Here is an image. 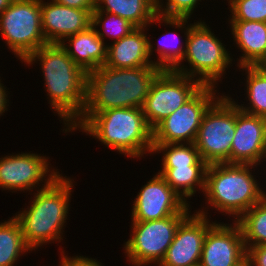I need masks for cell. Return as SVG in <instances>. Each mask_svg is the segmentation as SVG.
<instances>
[{"label": "cell", "mask_w": 266, "mask_h": 266, "mask_svg": "<svg viewBox=\"0 0 266 266\" xmlns=\"http://www.w3.org/2000/svg\"><path fill=\"white\" fill-rule=\"evenodd\" d=\"M22 63L25 67L39 64L49 108L54 115L57 114L63 125L62 133L67 135V130L81 117L85 106L87 73L60 44L42 46Z\"/></svg>", "instance_id": "6da1fadb"}, {"label": "cell", "mask_w": 266, "mask_h": 266, "mask_svg": "<svg viewBox=\"0 0 266 266\" xmlns=\"http://www.w3.org/2000/svg\"><path fill=\"white\" fill-rule=\"evenodd\" d=\"M64 175L61 174L48 187L34 191L28 206L20 208L14 215L21 226L26 245L33 252L43 246L55 242L63 244L65 241L64 229L69 220L70 202L77 182L73 177Z\"/></svg>", "instance_id": "7a4b0ae2"}, {"label": "cell", "mask_w": 266, "mask_h": 266, "mask_svg": "<svg viewBox=\"0 0 266 266\" xmlns=\"http://www.w3.org/2000/svg\"><path fill=\"white\" fill-rule=\"evenodd\" d=\"M75 131L92 136L105 148L131 160L151 156L153 150V130L142 108H112L95 115H81L67 130L69 134Z\"/></svg>", "instance_id": "3957f363"}, {"label": "cell", "mask_w": 266, "mask_h": 266, "mask_svg": "<svg viewBox=\"0 0 266 266\" xmlns=\"http://www.w3.org/2000/svg\"><path fill=\"white\" fill-rule=\"evenodd\" d=\"M257 167L230 163L208 165L202 194L205 196V206L203 204L202 207L201 203V208L193 212L211 218L208 211L212 209L222 216L225 214L229 221H237L266 195V188L264 190L261 185L262 179L259 181V175H255L259 172Z\"/></svg>", "instance_id": "277c9868"}, {"label": "cell", "mask_w": 266, "mask_h": 266, "mask_svg": "<svg viewBox=\"0 0 266 266\" xmlns=\"http://www.w3.org/2000/svg\"><path fill=\"white\" fill-rule=\"evenodd\" d=\"M161 71L158 67L110 68L103 65L88 72L82 115H95L112 108H142Z\"/></svg>", "instance_id": "5b68a950"}, {"label": "cell", "mask_w": 266, "mask_h": 266, "mask_svg": "<svg viewBox=\"0 0 266 266\" xmlns=\"http://www.w3.org/2000/svg\"><path fill=\"white\" fill-rule=\"evenodd\" d=\"M198 19L189 29L184 58L173 71L194 78L202 85L219 88L226 71L229 73V68L236 66L235 55L206 21Z\"/></svg>", "instance_id": "8992f818"}, {"label": "cell", "mask_w": 266, "mask_h": 266, "mask_svg": "<svg viewBox=\"0 0 266 266\" xmlns=\"http://www.w3.org/2000/svg\"><path fill=\"white\" fill-rule=\"evenodd\" d=\"M236 128V103L222 93L205 111L194 142L208 165L230 163Z\"/></svg>", "instance_id": "52a82bcc"}, {"label": "cell", "mask_w": 266, "mask_h": 266, "mask_svg": "<svg viewBox=\"0 0 266 266\" xmlns=\"http://www.w3.org/2000/svg\"><path fill=\"white\" fill-rule=\"evenodd\" d=\"M0 36L21 63L47 45L43 35L40 0H14L0 15Z\"/></svg>", "instance_id": "ba28073f"}, {"label": "cell", "mask_w": 266, "mask_h": 266, "mask_svg": "<svg viewBox=\"0 0 266 266\" xmlns=\"http://www.w3.org/2000/svg\"><path fill=\"white\" fill-rule=\"evenodd\" d=\"M190 214H175L160 220L131 222L123 253L131 266H156L163 260L179 225Z\"/></svg>", "instance_id": "9c48e42d"}, {"label": "cell", "mask_w": 266, "mask_h": 266, "mask_svg": "<svg viewBox=\"0 0 266 266\" xmlns=\"http://www.w3.org/2000/svg\"><path fill=\"white\" fill-rule=\"evenodd\" d=\"M0 190L28 193L48 187L62 173L50 157L41 153H11L0 156ZM44 183V184H43Z\"/></svg>", "instance_id": "30bf717a"}, {"label": "cell", "mask_w": 266, "mask_h": 266, "mask_svg": "<svg viewBox=\"0 0 266 266\" xmlns=\"http://www.w3.org/2000/svg\"><path fill=\"white\" fill-rule=\"evenodd\" d=\"M203 85L189 100L153 129V144L194 143L202 117L221 95L220 88Z\"/></svg>", "instance_id": "8fae6325"}, {"label": "cell", "mask_w": 266, "mask_h": 266, "mask_svg": "<svg viewBox=\"0 0 266 266\" xmlns=\"http://www.w3.org/2000/svg\"><path fill=\"white\" fill-rule=\"evenodd\" d=\"M203 85L173 70H162L153 81L142 107L153 130L161 121L189 100Z\"/></svg>", "instance_id": "7c38bea8"}, {"label": "cell", "mask_w": 266, "mask_h": 266, "mask_svg": "<svg viewBox=\"0 0 266 266\" xmlns=\"http://www.w3.org/2000/svg\"><path fill=\"white\" fill-rule=\"evenodd\" d=\"M139 189L131 208V222L160 220L175 214H191L192 207L155 172Z\"/></svg>", "instance_id": "4fadbf2b"}, {"label": "cell", "mask_w": 266, "mask_h": 266, "mask_svg": "<svg viewBox=\"0 0 266 266\" xmlns=\"http://www.w3.org/2000/svg\"><path fill=\"white\" fill-rule=\"evenodd\" d=\"M246 256L247 250L238 223L217 221L205 235L199 266H235Z\"/></svg>", "instance_id": "5bb4252c"}, {"label": "cell", "mask_w": 266, "mask_h": 266, "mask_svg": "<svg viewBox=\"0 0 266 266\" xmlns=\"http://www.w3.org/2000/svg\"><path fill=\"white\" fill-rule=\"evenodd\" d=\"M266 118L246 113L236 105V128L230 164L265 166ZM262 164V165H260Z\"/></svg>", "instance_id": "9a60e30c"}, {"label": "cell", "mask_w": 266, "mask_h": 266, "mask_svg": "<svg viewBox=\"0 0 266 266\" xmlns=\"http://www.w3.org/2000/svg\"><path fill=\"white\" fill-rule=\"evenodd\" d=\"M216 221L192 212L179 225L163 260L156 266H199L205 235Z\"/></svg>", "instance_id": "2e32d148"}, {"label": "cell", "mask_w": 266, "mask_h": 266, "mask_svg": "<svg viewBox=\"0 0 266 266\" xmlns=\"http://www.w3.org/2000/svg\"><path fill=\"white\" fill-rule=\"evenodd\" d=\"M43 35L47 44H60L66 37L86 30L94 9L70 8L52 0H40Z\"/></svg>", "instance_id": "e0dca14e"}, {"label": "cell", "mask_w": 266, "mask_h": 266, "mask_svg": "<svg viewBox=\"0 0 266 266\" xmlns=\"http://www.w3.org/2000/svg\"><path fill=\"white\" fill-rule=\"evenodd\" d=\"M191 22L189 18H168L159 15L153 19V24L156 25L159 23V27L164 25L169 28H174L175 30L177 29V32L181 31V34H184L183 36H179V32H170L169 30V32H165L160 38L156 39L158 43H155L153 42L154 37L148 33L149 54L151 60L154 57L152 60L154 66L162 70H173L183 60L189 29L194 24V22ZM182 37L184 40L181 39ZM154 52L155 54L157 53L156 57Z\"/></svg>", "instance_id": "ac0fdd59"}, {"label": "cell", "mask_w": 266, "mask_h": 266, "mask_svg": "<svg viewBox=\"0 0 266 266\" xmlns=\"http://www.w3.org/2000/svg\"><path fill=\"white\" fill-rule=\"evenodd\" d=\"M153 20L146 26L133 30L119 41L108 42L105 66L110 68H136L154 66L149 54L148 30Z\"/></svg>", "instance_id": "d6986e66"}, {"label": "cell", "mask_w": 266, "mask_h": 266, "mask_svg": "<svg viewBox=\"0 0 266 266\" xmlns=\"http://www.w3.org/2000/svg\"><path fill=\"white\" fill-rule=\"evenodd\" d=\"M227 24L234 47L241 52L239 58L234 60V63H237L236 67L262 65L266 61V23L228 21Z\"/></svg>", "instance_id": "ffe728a7"}, {"label": "cell", "mask_w": 266, "mask_h": 266, "mask_svg": "<svg viewBox=\"0 0 266 266\" xmlns=\"http://www.w3.org/2000/svg\"><path fill=\"white\" fill-rule=\"evenodd\" d=\"M60 46L86 73L103 66L107 60V45L92 25L84 31L66 37Z\"/></svg>", "instance_id": "44dd1931"}, {"label": "cell", "mask_w": 266, "mask_h": 266, "mask_svg": "<svg viewBox=\"0 0 266 266\" xmlns=\"http://www.w3.org/2000/svg\"><path fill=\"white\" fill-rule=\"evenodd\" d=\"M207 167L208 164L200 158L193 166H161L157 173L190 205L193 203L190 199L197 192H204Z\"/></svg>", "instance_id": "7402d4cb"}, {"label": "cell", "mask_w": 266, "mask_h": 266, "mask_svg": "<svg viewBox=\"0 0 266 266\" xmlns=\"http://www.w3.org/2000/svg\"><path fill=\"white\" fill-rule=\"evenodd\" d=\"M239 72H242L243 77L240 82L244 84V94L239 96H245L243 100L246 102H238L237 98L234 99L233 95H228L237 105V107L249 114L257 115L266 118V72L260 66H242L238 68ZM237 100V102H236ZM239 103V104H238ZM241 103V104H240Z\"/></svg>", "instance_id": "603a6c76"}, {"label": "cell", "mask_w": 266, "mask_h": 266, "mask_svg": "<svg viewBox=\"0 0 266 266\" xmlns=\"http://www.w3.org/2000/svg\"><path fill=\"white\" fill-rule=\"evenodd\" d=\"M94 11L120 16L136 28L146 27L157 16L153 0H95Z\"/></svg>", "instance_id": "cb8c5ba5"}, {"label": "cell", "mask_w": 266, "mask_h": 266, "mask_svg": "<svg viewBox=\"0 0 266 266\" xmlns=\"http://www.w3.org/2000/svg\"><path fill=\"white\" fill-rule=\"evenodd\" d=\"M0 221V266H17V262L32 250L26 245L22 229L14 217Z\"/></svg>", "instance_id": "d4e9b609"}, {"label": "cell", "mask_w": 266, "mask_h": 266, "mask_svg": "<svg viewBox=\"0 0 266 266\" xmlns=\"http://www.w3.org/2000/svg\"><path fill=\"white\" fill-rule=\"evenodd\" d=\"M236 222L241 228L246 250L266 245V195Z\"/></svg>", "instance_id": "484cf974"}, {"label": "cell", "mask_w": 266, "mask_h": 266, "mask_svg": "<svg viewBox=\"0 0 266 266\" xmlns=\"http://www.w3.org/2000/svg\"><path fill=\"white\" fill-rule=\"evenodd\" d=\"M91 25L96 30L98 36L108 45L107 41L111 39L116 42L124 36L129 35L136 27L115 14L102 11L92 12V23ZM110 40H106L107 37Z\"/></svg>", "instance_id": "4316f807"}, {"label": "cell", "mask_w": 266, "mask_h": 266, "mask_svg": "<svg viewBox=\"0 0 266 266\" xmlns=\"http://www.w3.org/2000/svg\"><path fill=\"white\" fill-rule=\"evenodd\" d=\"M155 154H162L161 166H193L201 158L194 143L153 144Z\"/></svg>", "instance_id": "83f0119b"}, {"label": "cell", "mask_w": 266, "mask_h": 266, "mask_svg": "<svg viewBox=\"0 0 266 266\" xmlns=\"http://www.w3.org/2000/svg\"><path fill=\"white\" fill-rule=\"evenodd\" d=\"M230 15L227 21L266 23V0H226Z\"/></svg>", "instance_id": "f1b7e54d"}, {"label": "cell", "mask_w": 266, "mask_h": 266, "mask_svg": "<svg viewBox=\"0 0 266 266\" xmlns=\"http://www.w3.org/2000/svg\"><path fill=\"white\" fill-rule=\"evenodd\" d=\"M204 0H157V15L168 18H189L194 19L193 14L196 8ZM208 1V0H206ZM193 15V16H192Z\"/></svg>", "instance_id": "f546056e"}, {"label": "cell", "mask_w": 266, "mask_h": 266, "mask_svg": "<svg viewBox=\"0 0 266 266\" xmlns=\"http://www.w3.org/2000/svg\"><path fill=\"white\" fill-rule=\"evenodd\" d=\"M60 245V254L58 266H105L104 263L97 260V258H92L86 255H73L69 256L67 251L64 250V247ZM66 251V252H65Z\"/></svg>", "instance_id": "4dcf8cb0"}, {"label": "cell", "mask_w": 266, "mask_h": 266, "mask_svg": "<svg viewBox=\"0 0 266 266\" xmlns=\"http://www.w3.org/2000/svg\"><path fill=\"white\" fill-rule=\"evenodd\" d=\"M247 257L251 266H266V245L249 247Z\"/></svg>", "instance_id": "1f68e13d"}, {"label": "cell", "mask_w": 266, "mask_h": 266, "mask_svg": "<svg viewBox=\"0 0 266 266\" xmlns=\"http://www.w3.org/2000/svg\"><path fill=\"white\" fill-rule=\"evenodd\" d=\"M3 83L4 82L0 75V117L4 116V113L10 110L9 107L11 106L9 105L11 103L9 96L11 91H7L9 88H7Z\"/></svg>", "instance_id": "d6a6232c"}, {"label": "cell", "mask_w": 266, "mask_h": 266, "mask_svg": "<svg viewBox=\"0 0 266 266\" xmlns=\"http://www.w3.org/2000/svg\"><path fill=\"white\" fill-rule=\"evenodd\" d=\"M58 4L78 9H94L95 0H52Z\"/></svg>", "instance_id": "836d02e7"}, {"label": "cell", "mask_w": 266, "mask_h": 266, "mask_svg": "<svg viewBox=\"0 0 266 266\" xmlns=\"http://www.w3.org/2000/svg\"><path fill=\"white\" fill-rule=\"evenodd\" d=\"M14 0H0V15L1 13L7 9Z\"/></svg>", "instance_id": "e575fe53"}, {"label": "cell", "mask_w": 266, "mask_h": 266, "mask_svg": "<svg viewBox=\"0 0 266 266\" xmlns=\"http://www.w3.org/2000/svg\"><path fill=\"white\" fill-rule=\"evenodd\" d=\"M235 266H251L249 258L246 256L241 262Z\"/></svg>", "instance_id": "d590c367"}, {"label": "cell", "mask_w": 266, "mask_h": 266, "mask_svg": "<svg viewBox=\"0 0 266 266\" xmlns=\"http://www.w3.org/2000/svg\"><path fill=\"white\" fill-rule=\"evenodd\" d=\"M266 72V66H260Z\"/></svg>", "instance_id": "8d00e7d4"}, {"label": "cell", "mask_w": 266, "mask_h": 266, "mask_svg": "<svg viewBox=\"0 0 266 266\" xmlns=\"http://www.w3.org/2000/svg\"><path fill=\"white\" fill-rule=\"evenodd\" d=\"M266 165V164H265ZM264 179H266V177L264 178ZM263 183H265V185H264V188L266 187V180H265V182H264V180H263Z\"/></svg>", "instance_id": "74e56055"}, {"label": "cell", "mask_w": 266, "mask_h": 266, "mask_svg": "<svg viewBox=\"0 0 266 266\" xmlns=\"http://www.w3.org/2000/svg\"><path fill=\"white\" fill-rule=\"evenodd\" d=\"M259 66H266V61L262 65H259Z\"/></svg>", "instance_id": "f35d334b"}]
</instances>
